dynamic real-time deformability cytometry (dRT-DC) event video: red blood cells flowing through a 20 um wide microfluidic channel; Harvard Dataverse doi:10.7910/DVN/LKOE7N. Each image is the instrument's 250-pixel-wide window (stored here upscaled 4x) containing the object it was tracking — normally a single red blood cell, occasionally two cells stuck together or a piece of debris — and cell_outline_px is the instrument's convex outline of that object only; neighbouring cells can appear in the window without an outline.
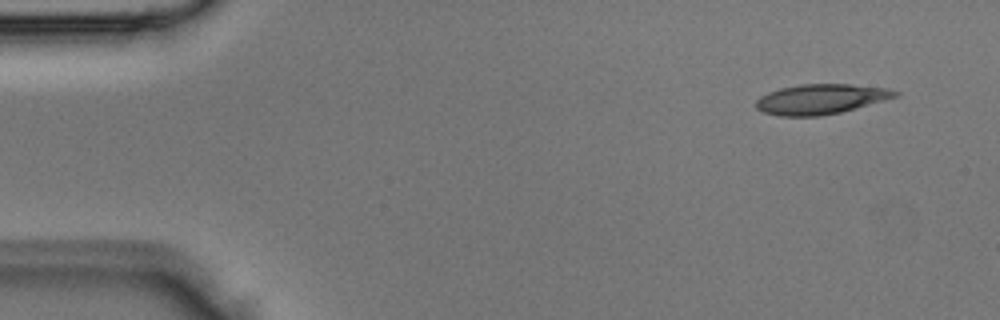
{"species": "Egyptian fruit bat (a non-hibernating species)", "species_latin": "Rousettus aegyptiacus", "temperature_condition": "room temperature", "stored_images_in_passage": 4, "camera_frame_rate_fps": 3000, "um_per_image_px": 0.085, "animal": {"sex": "male"}, "frame": {"image": 1, "passage_image": 4, "time_ms": 1.0, "image_size_px": [1000, 320], "cell_outline_px": [[900, 96], [856, 108], [840, 112], [820, 116], [780, 116], [764, 112], [756, 108], [756, 100], [760, 96], [768, 92], [780, 88], [800, 84], [848, 84], [888, 88], [900, 92]], "centroid_in_image_um": [69.78, 8.42], "position_along_channel_um": 15.2, "area_um2": 24.39}}